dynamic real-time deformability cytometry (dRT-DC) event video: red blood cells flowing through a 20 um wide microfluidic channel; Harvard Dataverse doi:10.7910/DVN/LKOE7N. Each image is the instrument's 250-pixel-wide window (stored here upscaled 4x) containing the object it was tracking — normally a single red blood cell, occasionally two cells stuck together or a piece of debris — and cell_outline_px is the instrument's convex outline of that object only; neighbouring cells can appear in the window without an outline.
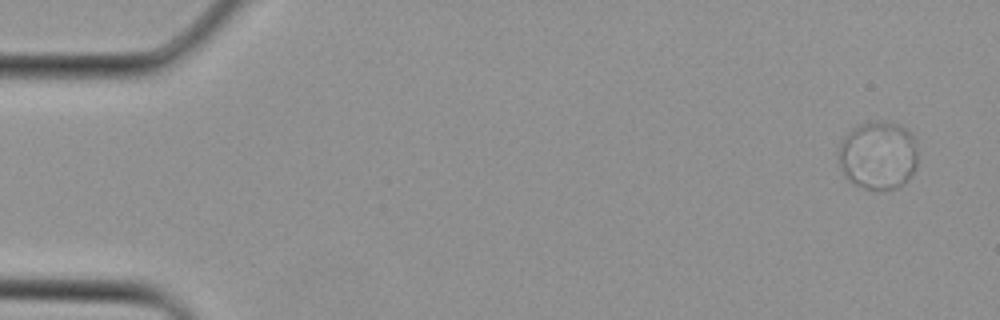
{"species": "Egyptian fruit bat (a non-hibernating species)", "species_latin": "Rousettus aegyptiacus", "temperature_condition": "cold", "stored_images_in_passage": 3, "camera_frame_rate_fps": 3000, "um_per_image_px": 0.085, "animal": {"sex": "female"}, "frame": {"image": 1, "passage_image": 1, "time_ms": 0.0, "image_size_px": [1000, 320], "cell_outline_px": [[916, 168], [908, 180], [904, 184], [896, 188], [880, 192], [876, 192], [864, 188], [848, 180], [840, 168], [840, 144], [844, 136], [852, 128], [860, 124], [880, 120], [896, 124], [912, 132], [916, 140]], "centroid_in_image_um": [74.66, 13.23], "position_along_channel_um": 10.3, "area_um2": 31.96}}